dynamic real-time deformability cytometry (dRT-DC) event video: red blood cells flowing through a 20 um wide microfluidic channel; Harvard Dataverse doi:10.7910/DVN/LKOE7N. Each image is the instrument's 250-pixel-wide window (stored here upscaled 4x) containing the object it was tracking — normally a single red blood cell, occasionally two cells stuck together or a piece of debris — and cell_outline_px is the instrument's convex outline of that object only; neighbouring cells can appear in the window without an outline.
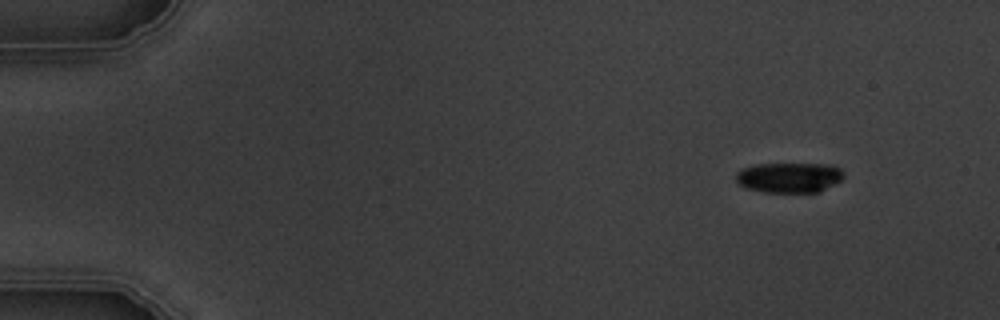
{"species": "common noctule bat (a hibernating species)", "species_latin": "Nyctalus noctula", "temperature_condition": "warm", "stored_images_in_passage": 7, "camera_frame_rate_fps": 3000, "um_per_image_px": 0.085, "animal": {"sex": "male", "body_mass_g": 19.5, "forearm_length_mm": 54.6}, "frame": {"image": 1, "passage_image": 1, "time_ms": 0.0, "image_size_px": [1000, 320], "cell_outline_px": [[844, 176], [840, 180], [820, 192], [764, 192], [748, 188], [740, 184], [736, 180], [736, 172], [744, 168], [756, 164], [832, 164], [840, 168], [844, 172]], "centroid_in_image_um": [67.11, 15.08], "position_along_channel_um": 17.9, "area_um2": 18.9}}
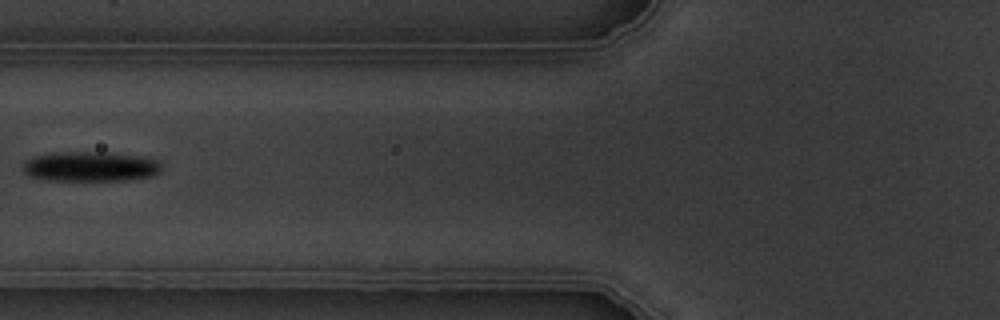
{"frame": {"image": 2, "passage_image": 6, "time_ms": 5.667, "image_size_px": [1000, 320], "cell_outline_px": [[160, 172], [152, 176], [124, 180], [48, 180], [28, 176], [20, 168], [32, 156], [60, 152], [108, 152], [144, 156], [156, 160], [160, 164]], "centroid_in_image_um": [7.67, 14.15], "position_along_channel_um": 118.1, "area_um2": 24.22}}
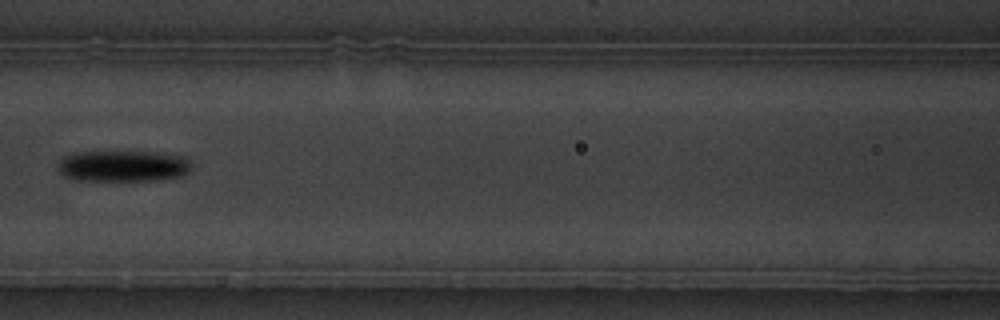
{"frame": {"image": 3, "passage_image": 7, "time_ms": 6.667, "image_size_px": [1000, 320], "cell_outline_px": [[192, 168], [188, 172], [180, 176], [152, 180], [72, 180], [64, 176], [60, 172], [60, 160], [64, 156], [80, 152], [152, 152], [184, 156], [192, 164]], "centroid_in_image_um": [10.48, 14.11], "position_along_channel_um": 156.1, "area_um2": 24.04}}